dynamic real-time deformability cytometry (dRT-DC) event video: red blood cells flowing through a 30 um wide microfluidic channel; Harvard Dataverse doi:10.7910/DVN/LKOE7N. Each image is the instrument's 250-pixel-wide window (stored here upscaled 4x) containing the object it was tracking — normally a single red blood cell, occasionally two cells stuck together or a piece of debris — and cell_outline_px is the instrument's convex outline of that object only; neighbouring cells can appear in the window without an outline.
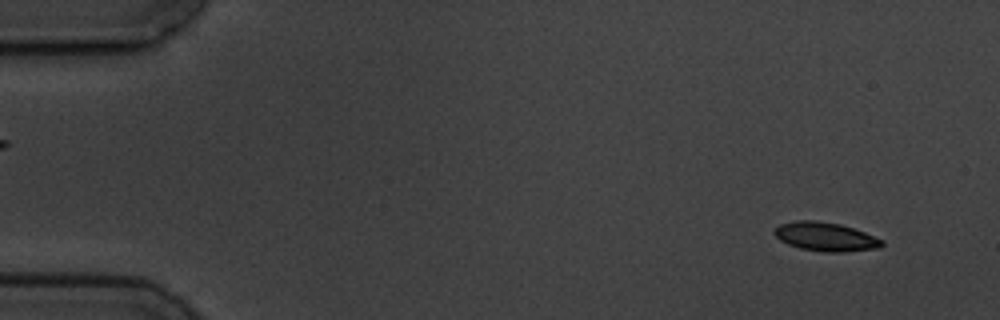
{"species": "common noctule bat (a hibernating species)", "species_latin": "Nyctalus noctula", "temperature_condition": "cold", "stored_images_in_passage": 4, "camera_frame_rate_fps": 3000, "um_per_image_px": 0.085, "animal": {"sex": "male", "body_mass_g": 19.5, "forearm_length_mm": 54.6}, "frame": {"image": 1, "passage_image": 1, "time_ms": 0.0, "image_size_px": [1000, 320], "cell_outline_px": [[884, 244], [880, 248], [844, 252], [824, 252], [800, 248], [788, 244], [780, 240], [772, 232], [780, 224], [796, 220], [816, 220], [840, 224], [864, 232], [884, 240]], "centroid_in_image_um": [70.18, 20.12], "position_along_channel_um": 14.8, "area_um2": 18.09}}